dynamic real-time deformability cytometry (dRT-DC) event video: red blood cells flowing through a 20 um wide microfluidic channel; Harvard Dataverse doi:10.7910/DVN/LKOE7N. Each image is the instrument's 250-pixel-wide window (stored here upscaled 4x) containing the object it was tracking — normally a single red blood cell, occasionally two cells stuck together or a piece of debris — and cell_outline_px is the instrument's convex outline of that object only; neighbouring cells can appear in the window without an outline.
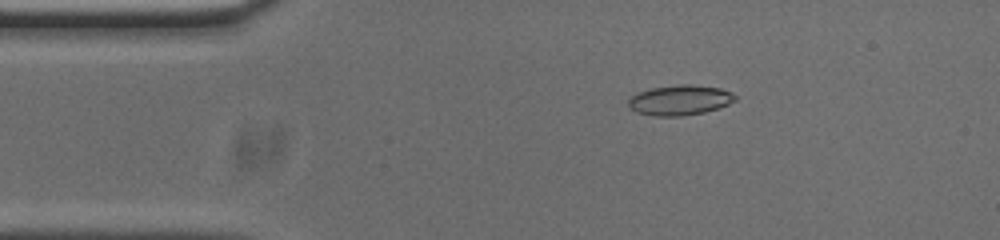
{"species": "common noctule bat (a hibernating species)", "species_latin": "Nyctalus noctula", "temperature_condition": "cold", "stored_images_in_passage": 47, "camera_frame_rate_fps": 3000, "um_per_image_px": 0.085, "animal": {"sex": "male", "body_mass_g": 20.0, "forearm_length_mm": 53.3}, "frame": {"image": 1, "passage_image": 3, "time_ms": 0.667, "image_size_px": [1000, 240], "cell_outline_px": [[736, 100], [728, 104], [704, 112], [680, 116], [652, 116], [636, 112], [628, 108], [628, 100], [636, 92], [652, 88], [680, 84], [692, 84], [720, 88], [732, 92], [736, 96]], "centroid_in_image_um": [57.75, 8.5], "position_along_channel_um": 27.2, "area_um2": 18.84}}
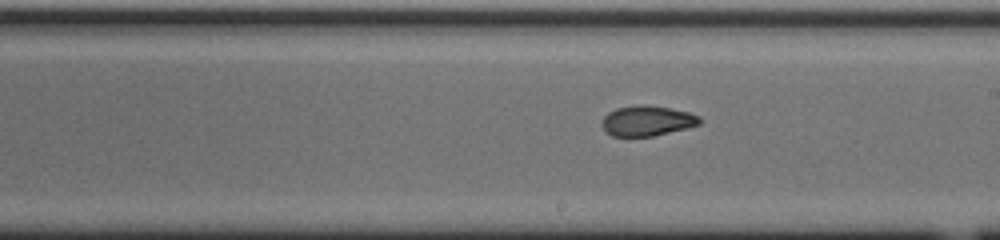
{"frame": {"image": 2, "passage_image": 23, "time_ms": 7.333, "image_size_px": [1000, 240], "cell_outline_px": [[700, 124], [688, 128], [652, 136], [612, 136], [600, 124], [604, 116], [608, 112], [616, 108], [636, 104], [644, 104], [672, 108], [688, 112], [700, 116]], "centroid_in_image_um": [55.0, 10.25], "position_along_channel_um": 234.0, "area_um2": 17.34}}
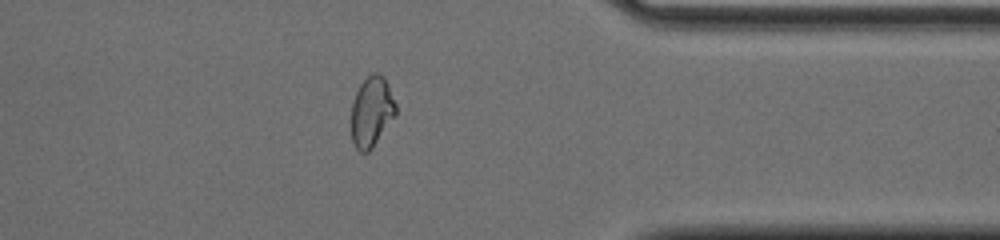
{"frame": {"image": 3, "passage_image": 36, "time_ms": 11.667, "image_size_px": [1000, 240], "cell_outline_px": [[396, 116], [372, 148], [368, 152], [360, 152], [356, 148], [352, 140], [352, 104], [356, 92], [360, 84], [372, 72], [376, 72], [384, 76], [388, 84], [396, 104]], "centroid_in_image_um": [31.61, 9.49], "position_along_channel_um": 379.8, "area_um2": 18.26}, "authors_computed_cell_mechanics": {"area_um2": 18.1492, "velocity_mm_per_s": 3.7539, "shape_relaxation_time_tau1_ms": null, "shape_relaxation_time_tau2_ms": 1.6192, "deformation_change_tau1": null, "deformation_change_tau2": 0.0569}}